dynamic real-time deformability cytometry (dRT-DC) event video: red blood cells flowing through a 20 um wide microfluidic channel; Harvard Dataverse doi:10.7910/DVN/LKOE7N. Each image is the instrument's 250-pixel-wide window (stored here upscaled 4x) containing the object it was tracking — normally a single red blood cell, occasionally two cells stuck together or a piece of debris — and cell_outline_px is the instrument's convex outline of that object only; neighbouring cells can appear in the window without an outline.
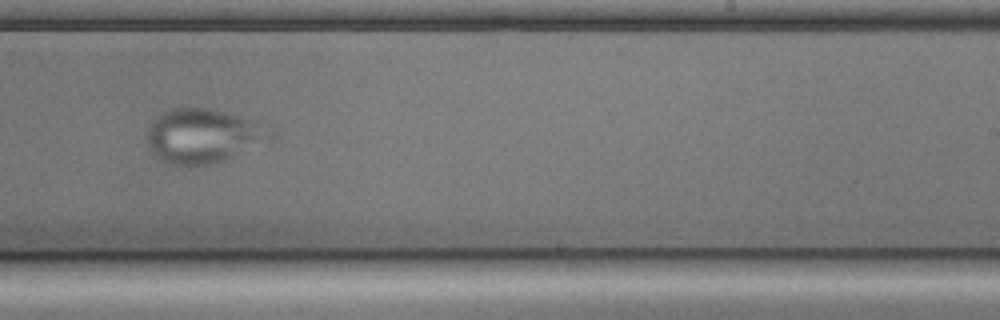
{"species": "common noctule bat (a hibernating species)", "species_latin": "Nyctalus noctula", "temperature_condition": "cold", "stored_images_in_passage": 55, "camera_frame_rate_fps": 3000, "um_per_image_px": 0.085, "animal": {"sex": "male", "body_mass_g": 17.9, "forearm_length_mm": 54.2}, "frame": {"image": 1, "passage_image": 33, "time_ms": 10.667, "image_size_px": [1000, 320], "cell_outline_px": [[276, 132], [272, 136], [232, 156], [208, 164], [172, 164], [156, 156], [152, 152], [148, 144], [148, 128], [152, 120], [156, 116], [172, 108], [212, 108], [272, 128]], "centroid_in_image_um": [17.2, 11.52], "position_along_channel_um": 271.8, "area_um2": 37.63}}